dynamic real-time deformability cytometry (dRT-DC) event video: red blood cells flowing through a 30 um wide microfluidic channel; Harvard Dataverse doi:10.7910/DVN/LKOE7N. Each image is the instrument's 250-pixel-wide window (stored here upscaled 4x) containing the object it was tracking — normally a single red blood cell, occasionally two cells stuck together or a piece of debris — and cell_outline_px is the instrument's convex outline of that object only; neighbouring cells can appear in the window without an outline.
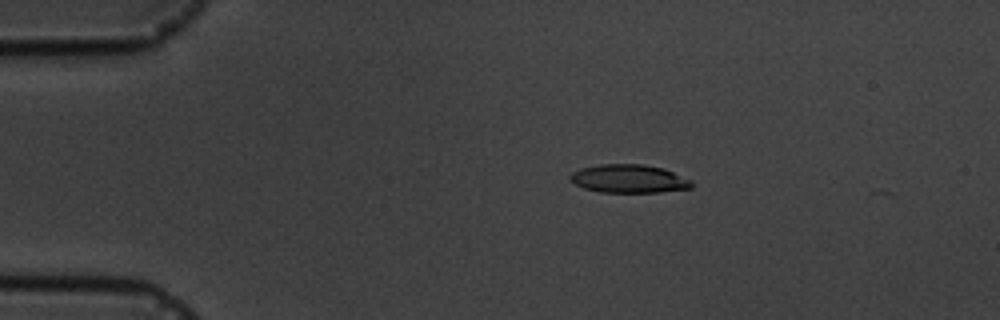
{"species": "common noctule bat (a hibernating species)", "species_latin": "Nyctalus noctula", "temperature_condition": "cold", "stored_images_in_passage": 3, "camera_frame_rate_fps": 3000, "um_per_image_px": 0.085, "animal": {"sex": "male", "body_mass_g": 19.5, "forearm_length_mm": 54.6}, "frame": {"image": 1, "passage_image": 2, "time_ms": 2.0, "image_size_px": [1000, 320], "cell_outline_px": [[692, 188], [660, 192], [600, 192], [584, 188], [576, 184], [568, 176], [572, 172], [580, 168], [600, 164], [644, 164], [664, 168], [692, 180]], "centroid_in_image_um": [53.47, 15.18], "position_along_channel_um": 31.5, "area_um2": 20.11}}